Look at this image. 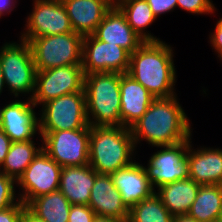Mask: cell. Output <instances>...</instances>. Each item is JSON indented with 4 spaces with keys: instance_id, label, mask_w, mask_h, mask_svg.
Wrapping results in <instances>:
<instances>
[{
    "instance_id": "obj_1",
    "label": "cell",
    "mask_w": 222,
    "mask_h": 222,
    "mask_svg": "<svg viewBox=\"0 0 222 222\" xmlns=\"http://www.w3.org/2000/svg\"><path fill=\"white\" fill-rule=\"evenodd\" d=\"M191 130L189 118L177 95L155 99L144 115L130 127L135 147L143 140L154 147L172 146L189 140Z\"/></svg>"
},
{
    "instance_id": "obj_2",
    "label": "cell",
    "mask_w": 222,
    "mask_h": 222,
    "mask_svg": "<svg viewBox=\"0 0 222 222\" xmlns=\"http://www.w3.org/2000/svg\"><path fill=\"white\" fill-rule=\"evenodd\" d=\"M173 50L162 40L145 41L130 55L127 72L156 99L175 96L176 71Z\"/></svg>"
},
{
    "instance_id": "obj_3",
    "label": "cell",
    "mask_w": 222,
    "mask_h": 222,
    "mask_svg": "<svg viewBox=\"0 0 222 222\" xmlns=\"http://www.w3.org/2000/svg\"><path fill=\"white\" fill-rule=\"evenodd\" d=\"M134 140L130 128L124 126H91L89 165L98 174L111 175L130 165L134 159Z\"/></svg>"
},
{
    "instance_id": "obj_4",
    "label": "cell",
    "mask_w": 222,
    "mask_h": 222,
    "mask_svg": "<svg viewBox=\"0 0 222 222\" xmlns=\"http://www.w3.org/2000/svg\"><path fill=\"white\" fill-rule=\"evenodd\" d=\"M120 78L121 74L116 72L85 75L86 114L90 126H121Z\"/></svg>"
},
{
    "instance_id": "obj_5",
    "label": "cell",
    "mask_w": 222,
    "mask_h": 222,
    "mask_svg": "<svg viewBox=\"0 0 222 222\" xmlns=\"http://www.w3.org/2000/svg\"><path fill=\"white\" fill-rule=\"evenodd\" d=\"M83 38L79 33L70 32L31 39L36 71L66 65H82Z\"/></svg>"
},
{
    "instance_id": "obj_6",
    "label": "cell",
    "mask_w": 222,
    "mask_h": 222,
    "mask_svg": "<svg viewBox=\"0 0 222 222\" xmlns=\"http://www.w3.org/2000/svg\"><path fill=\"white\" fill-rule=\"evenodd\" d=\"M20 41L19 44L6 42L1 46L0 66L4 83L10 93H13L15 98H18L20 93L31 94L28 98L32 99L37 71L29 43L22 39Z\"/></svg>"
},
{
    "instance_id": "obj_7",
    "label": "cell",
    "mask_w": 222,
    "mask_h": 222,
    "mask_svg": "<svg viewBox=\"0 0 222 222\" xmlns=\"http://www.w3.org/2000/svg\"><path fill=\"white\" fill-rule=\"evenodd\" d=\"M41 111L39 132L91 127L87 120L84 89L46 102L42 105Z\"/></svg>"
},
{
    "instance_id": "obj_8",
    "label": "cell",
    "mask_w": 222,
    "mask_h": 222,
    "mask_svg": "<svg viewBox=\"0 0 222 222\" xmlns=\"http://www.w3.org/2000/svg\"><path fill=\"white\" fill-rule=\"evenodd\" d=\"M42 150L61 167L89 164L90 127L39 132Z\"/></svg>"
},
{
    "instance_id": "obj_9",
    "label": "cell",
    "mask_w": 222,
    "mask_h": 222,
    "mask_svg": "<svg viewBox=\"0 0 222 222\" xmlns=\"http://www.w3.org/2000/svg\"><path fill=\"white\" fill-rule=\"evenodd\" d=\"M82 65H66L36 72L35 92L32 102L43 105L57 97L84 89Z\"/></svg>"
},
{
    "instance_id": "obj_10",
    "label": "cell",
    "mask_w": 222,
    "mask_h": 222,
    "mask_svg": "<svg viewBox=\"0 0 222 222\" xmlns=\"http://www.w3.org/2000/svg\"><path fill=\"white\" fill-rule=\"evenodd\" d=\"M27 17L25 32L20 36L29 42L33 38L73 32L70 18L61 0H35Z\"/></svg>"
},
{
    "instance_id": "obj_11",
    "label": "cell",
    "mask_w": 222,
    "mask_h": 222,
    "mask_svg": "<svg viewBox=\"0 0 222 222\" xmlns=\"http://www.w3.org/2000/svg\"><path fill=\"white\" fill-rule=\"evenodd\" d=\"M190 140L191 138L172 146L160 147L163 149L152 154L148 167L144 168L154 190L164 184L189 178L186 156Z\"/></svg>"
},
{
    "instance_id": "obj_12",
    "label": "cell",
    "mask_w": 222,
    "mask_h": 222,
    "mask_svg": "<svg viewBox=\"0 0 222 222\" xmlns=\"http://www.w3.org/2000/svg\"><path fill=\"white\" fill-rule=\"evenodd\" d=\"M61 169L60 165L41 150L16 181L23 190L19 194V200L27 206L34 198L57 191Z\"/></svg>"
},
{
    "instance_id": "obj_13",
    "label": "cell",
    "mask_w": 222,
    "mask_h": 222,
    "mask_svg": "<svg viewBox=\"0 0 222 222\" xmlns=\"http://www.w3.org/2000/svg\"><path fill=\"white\" fill-rule=\"evenodd\" d=\"M130 54L117 44L103 42L93 34L84 36L82 68L84 75L93 72L127 73Z\"/></svg>"
},
{
    "instance_id": "obj_14",
    "label": "cell",
    "mask_w": 222,
    "mask_h": 222,
    "mask_svg": "<svg viewBox=\"0 0 222 222\" xmlns=\"http://www.w3.org/2000/svg\"><path fill=\"white\" fill-rule=\"evenodd\" d=\"M27 101V102H26ZM16 100L5 104L3 112V130L12 142H25L33 139L40 131L39 118L36 117L35 104L31 99Z\"/></svg>"
},
{
    "instance_id": "obj_15",
    "label": "cell",
    "mask_w": 222,
    "mask_h": 222,
    "mask_svg": "<svg viewBox=\"0 0 222 222\" xmlns=\"http://www.w3.org/2000/svg\"><path fill=\"white\" fill-rule=\"evenodd\" d=\"M88 206L97 216L115 218L127 222L129 209L122 201L120 192L113 184L111 175L98 174L91 189Z\"/></svg>"
},
{
    "instance_id": "obj_16",
    "label": "cell",
    "mask_w": 222,
    "mask_h": 222,
    "mask_svg": "<svg viewBox=\"0 0 222 222\" xmlns=\"http://www.w3.org/2000/svg\"><path fill=\"white\" fill-rule=\"evenodd\" d=\"M93 35L103 42L119 45L130 55L145 42L130 27L115 4L106 12Z\"/></svg>"
},
{
    "instance_id": "obj_17",
    "label": "cell",
    "mask_w": 222,
    "mask_h": 222,
    "mask_svg": "<svg viewBox=\"0 0 222 222\" xmlns=\"http://www.w3.org/2000/svg\"><path fill=\"white\" fill-rule=\"evenodd\" d=\"M135 161L111 174L113 184L128 209L156 191L149 182L144 166Z\"/></svg>"
},
{
    "instance_id": "obj_18",
    "label": "cell",
    "mask_w": 222,
    "mask_h": 222,
    "mask_svg": "<svg viewBox=\"0 0 222 222\" xmlns=\"http://www.w3.org/2000/svg\"><path fill=\"white\" fill-rule=\"evenodd\" d=\"M188 145L187 162L189 178L204 185H222V149L219 148H192Z\"/></svg>"
},
{
    "instance_id": "obj_19",
    "label": "cell",
    "mask_w": 222,
    "mask_h": 222,
    "mask_svg": "<svg viewBox=\"0 0 222 222\" xmlns=\"http://www.w3.org/2000/svg\"><path fill=\"white\" fill-rule=\"evenodd\" d=\"M66 8L73 31L82 36L92 35L114 0H61Z\"/></svg>"
},
{
    "instance_id": "obj_20",
    "label": "cell",
    "mask_w": 222,
    "mask_h": 222,
    "mask_svg": "<svg viewBox=\"0 0 222 222\" xmlns=\"http://www.w3.org/2000/svg\"><path fill=\"white\" fill-rule=\"evenodd\" d=\"M121 126L130 128L156 99L141 83L127 73L121 74Z\"/></svg>"
},
{
    "instance_id": "obj_21",
    "label": "cell",
    "mask_w": 222,
    "mask_h": 222,
    "mask_svg": "<svg viewBox=\"0 0 222 222\" xmlns=\"http://www.w3.org/2000/svg\"><path fill=\"white\" fill-rule=\"evenodd\" d=\"M95 182V170L89 165L65 166L60 173L59 188L71 205H88Z\"/></svg>"
},
{
    "instance_id": "obj_22",
    "label": "cell",
    "mask_w": 222,
    "mask_h": 222,
    "mask_svg": "<svg viewBox=\"0 0 222 222\" xmlns=\"http://www.w3.org/2000/svg\"><path fill=\"white\" fill-rule=\"evenodd\" d=\"M200 185L191 178L167 183L158 188L155 193L160 197L163 205L174 217L187 215L192 206Z\"/></svg>"
},
{
    "instance_id": "obj_23",
    "label": "cell",
    "mask_w": 222,
    "mask_h": 222,
    "mask_svg": "<svg viewBox=\"0 0 222 222\" xmlns=\"http://www.w3.org/2000/svg\"><path fill=\"white\" fill-rule=\"evenodd\" d=\"M128 24L144 41H160L145 29L157 19L146 0H114Z\"/></svg>"
},
{
    "instance_id": "obj_24",
    "label": "cell",
    "mask_w": 222,
    "mask_h": 222,
    "mask_svg": "<svg viewBox=\"0 0 222 222\" xmlns=\"http://www.w3.org/2000/svg\"><path fill=\"white\" fill-rule=\"evenodd\" d=\"M222 203V185L200 186L187 213L197 222H217Z\"/></svg>"
},
{
    "instance_id": "obj_25",
    "label": "cell",
    "mask_w": 222,
    "mask_h": 222,
    "mask_svg": "<svg viewBox=\"0 0 222 222\" xmlns=\"http://www.w3.org/2000/svg\"><path fill=\"white\" fill-rule=\"evenodd\" d=\"M27 207L46 222H68L71 204L60 190L34 198Z\"/></svg>"
},
{
    "instance_id": "obj_26",
    "label": "cell",
    "mask_w": 222,
    "mask_h": 222,
    "mask_svg": "<svg viewBox=\"0 0 222 222\" xmlns=\"http://www.w3.org/2000/svg\"><path fill=\"white\" fill-rule=\"evenodd\" d=\"M41 150L42 146L37 148L32 139L12 142L0 171L17 181Z\"/></svg>"
},
{
    "instance_id": "obj_27",
    "label": "cell",
    "mask_w": 222,
    "mask_h": 222,
    "mask_svg": "<svg viewBox=\"0 0 222 222\" xmlns=\"http://www.w3.org/2000/svg\"><path fill=\"white\" fill-rule=\"evenodd\" d=\"M173 216L154 192L129 209L127 222H172Z\"/></svg>"
},
{
    "instance_id": "obj_28",
    "label": "cell",
    "mask_w": 222,
    "mask_h": 222,
    "mask_svg": "<svg viewBox=\"0 0 222 222\" xmlns=\"http://www.w3.org/2000/svg\"><path fill=\"white\" fill-rule=\"evenodd\" d=\"M14 183L16 184L15 179L0 171V210L11 207L20 201L19 196H15Z\"/></svg>"
},
{
    "instance_id": "obj_29",
    "label": "cell",
    "mask_w": 222,
    "mask_h": 222,
    "mask_svg": "<svg viewBox=\"0 0 222 222\" xmlns=\"http://www.w3.org/2000/svg\"><path fill=\"white\" fill-rule=\"evenodd\" d=\"M211 0H177V6L193 14H212L216 9Z\"/></svg>"
},
{
    "instance_id": "obj_30",
    "label": "cell",
    "mask_w": 222,
    "mask_h": 222,
    "mask_svg": "<svg viewBox=\"0 0 222 222\" xmlns=\"http://www.w3.org/2000/svg\"><path fill=\"white\" fill-rule=\"evenodd\" d=\"M96 216L88 205H71L68 222H93Z\"/></svg>"
},
{
    "instance_id": "obj_31",
    "label": "cell",
    "mask_w": 222,
    "mask_h": 222,
    "mask_svg": "<svg viewBox=\"0 0 222 222\" xmlns=\"http://www.w3.org/2000/svg\"><path fill=\"white\" fill-rule=\"evenodd\" d=\"M26 205L19 201L17 204L0 210V222H20L22 210Z\"/></svg>"
},
{
    "instance_id": "obj_32",
    "label": "cell",
    "mask_w": 222,
    "mask_h": 222,
    "mask_svg": "<svg viewBox=\"0 0 222 222\" xmlns=\"http://www.w3.org/2000/svg\"><path fill=\"white\" fill-rule=\"evenodd\" d=\"M153 14L158 17L174 10L177 7V0H146Z\"/></svg>"
},
{
    "instance_id": "obj_33",
    "label": "cell",
    "mask_w": 222,
    "mask_h": 222,
    "mask_svg": "<svg viewBox=\"0 0 222 222\" xmlns=\"http://www.w3.org/2000/svg\"><path fill=\"white\" fill-rule=\"evenodd\" d=\"M210 42L212 49H215V52L218 53V57L222 60V18L217 21L215 30L210 35Z\"/></svg>"
},
{
    "instance_id": "obj_34",
    "label": "cell",
    "mask_w": 222,
    "mask_h": 222,
    "mask_svg": "<svg viewBox=\"0 0 222 222\" xmlns=\"http://www.w3.org/2000/svg\"><path fill=\"white\" fill-rule=\"evenodd\" d=\"M12 141L8 135L0 129V167L5 161L6 155L9 151Z\"/></svg>"
},
{
    "instance_id": "obj_35",
    "label": "cell",
    "mask_w": 222,
    "mask_h": 222,
    "mask_svg": "<svg viewBox=\"0 0 222 222\" xmlns=\"http://www.w3.org/2000/svg\"><path fill=\"white\" fill-rule=\"evenodd\" d=\"M20 222H46L33 213L27 206L22 210Z\"/></svg>"
},
{
    "instance_id": "obj_36",
    "label": "cell",
    "mask_w": 222,
    "mask_h": 222,
    "mask_svg": "<svg viewBox=\"0 0 222 222\" xmlns=\"http://www.w3.org/2000/svg\"><path fill=\"white\" fill-rule=\"evenodd\" d=\"M13 7L15 8L13 0H0V17L4 15V12L10 13L14 9Z\"/></svg>"
},
{
    "instance_id": "obj_37",
    "label": "cell",
    "mask_w": 222,
    "mask_h": 222,
    "mask_svg": "<svg viewBox=\"0 0 222 222\" xmlns=\"http://www.w3.org/2000/svg\"><path fill=\"white\" fill-rule=\"evenodd\" d=\"M172 222H197V221L188 215H177L173 217Z\"/></svg>"
},
{
    "instance_id": "obj_38",
    "label": "cell",
    "mask_w": 222,
    "mask_h": 222,
    "mask_svg": "<svg viewBox=\"0 0 222 222\" xmlns=\"http://www.w3.org/2000/svg\"><path fill=\"white\" fill-rule=\"evenodd\" d=\"M93 222H124L122 220H118L115 218H107V217H100L96 216Z\"/></svg>"
},
{
    "instance_id": "obj_39",
    "label": "cell",
    "mask_w": 222,
    "mask_h": 222,
    "mask_svg": "<svg viewBox=\"0 0 222 222\" xmlns=\"http://www.w3.org/2000/svg\"><path fill=\"white\" fill-rule=\"evenodd\" d=\"M4 86H5V83H4L2 69H1V66H0V94L2 93Z\"/></svg>"
},
{
    "instance_id": "obj_40",
    "label": "cell",
    "mask_w": 222,
    "mask_h": 222,
    "mask_svg": "<svg viewBox=\"0 0 222 222\" xmlns=\"http://www.w3.org/2000/svg\"><path fill=\"white\" fill-rule=\"evenodd\" d=\"M3 112H4V106L0 109V128L3 123Z\"/></svg>"
},
{
    "instance_id": "obj_41",
    "label": "cell",
    "mask_w": 222,
    "mask_h": 222,
    "mask_svg": "<svg viewBox=\"0 0 222 222\" xmlns=\"http://www.w3.org/2000/svg\"><path fill=\"white\" fill-rule=\"evenodd\" d=\"M217 222H222V203H221L220 214H219Z\"/></svg>"
}]
</instances>
